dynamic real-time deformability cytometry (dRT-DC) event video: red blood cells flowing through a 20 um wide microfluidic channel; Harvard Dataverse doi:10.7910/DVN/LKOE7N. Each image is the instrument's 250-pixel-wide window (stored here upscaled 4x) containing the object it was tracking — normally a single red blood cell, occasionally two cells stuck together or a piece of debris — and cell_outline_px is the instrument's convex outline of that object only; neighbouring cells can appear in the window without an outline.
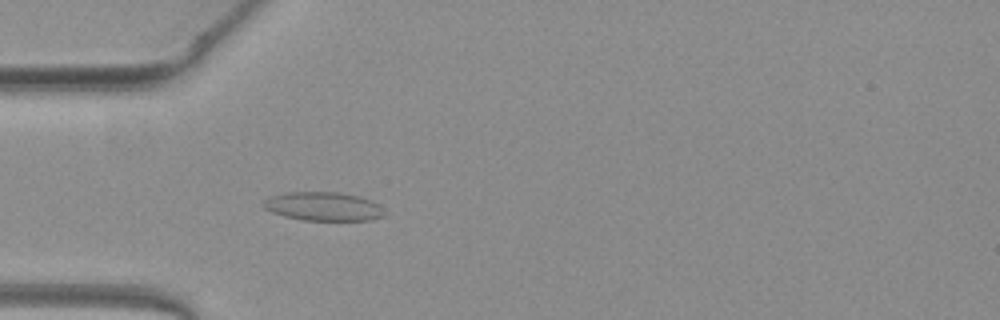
{"species": "common noctule bat (a hibernating species)", "species_latin": "Nyctalus noctula", "temperature_condition": "warm", "stored_images_in_passage": 39, "camera_frame_rate_fps": 3000, "um_per_image_px": 0.085, "animal": {"sex": "female", "body_mass_g": 19.3, "forearm_length_mm": 54.1}, "frame": {"image": 1, "passage_image": 3, "time_ms": 0.667, "image_size_px": [1000, 320], "cell_outline_px": [[384, 216], [372, 220], [304, 220], [284, 216], [272, 212], [264, 208], [260, 204], [268, 196], [284, 192], [336, 192], [360, 196], [372, 200], [376, 204]], "centroid_in_image_um": [27.4, 17.53], "position_along_channel_um": 57.6, "area_um2": 20.23}}
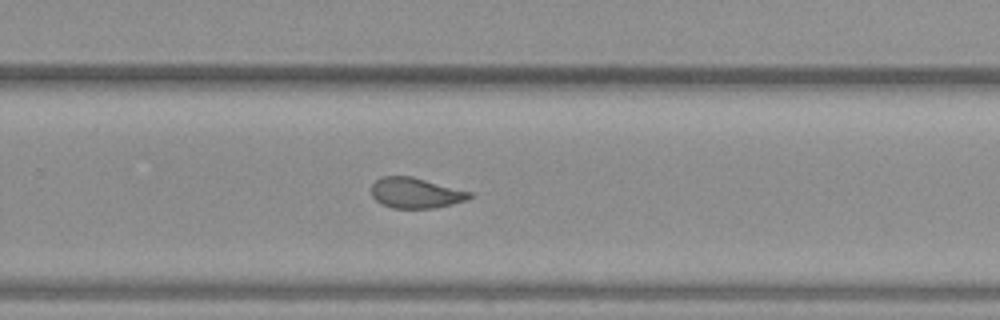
{"frame": {"image": 2, "passage_image": 21, "time_ms": 6.667, "image_size_px": [1000, 320], "cell_outline_px": [[472, 196], [468, 200], [436, 208], [392, 208], [380, 204], [372, 196], [372, 184], [380, 176], [412, 176], [472, 192]], "centroid_in_image_um": [35.33, 16.4], "position_along_channel_um": 294.5, "area_um2": 17.57}}
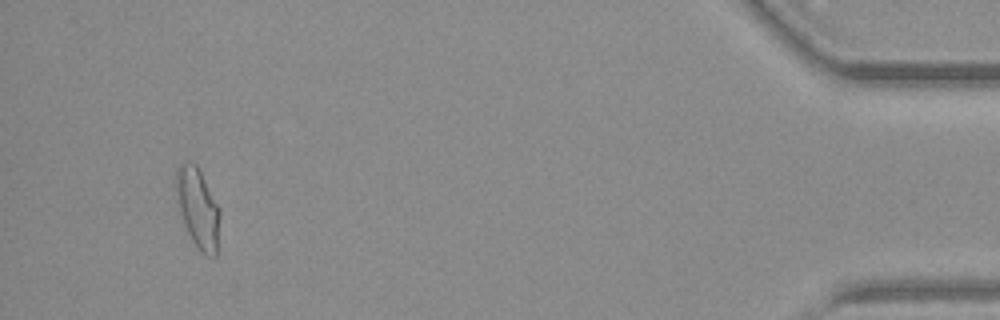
{"frame": {"image": 3, "passage_image": 36, "time_ms": 11.667, "image_size_px": [1000, 320], "cell_outline_px": [[220, 216], [216, 256], [204, 256], [200, 252], [192, 240], [184, 224], [180, 212], [176, 188], [176, 172], [180, 164], [184, 160], [196, 164], [220, 208]], "centroid_in_image_um": [16.83, 17.7], "position_along_channel_um": 418.4, "area_um2": 20.23}, "authors_computed_cell_mechanics": {"area_um2": 18.2648, "velocity_mm_per_s": 4.0198, "shape_relaxation_time_tau1_ms": null, "shape_relaxation_time_tau2_ms": 1.3591, "deformation_change_tau1": null, "deformation_change_tau2": 0.0734}}